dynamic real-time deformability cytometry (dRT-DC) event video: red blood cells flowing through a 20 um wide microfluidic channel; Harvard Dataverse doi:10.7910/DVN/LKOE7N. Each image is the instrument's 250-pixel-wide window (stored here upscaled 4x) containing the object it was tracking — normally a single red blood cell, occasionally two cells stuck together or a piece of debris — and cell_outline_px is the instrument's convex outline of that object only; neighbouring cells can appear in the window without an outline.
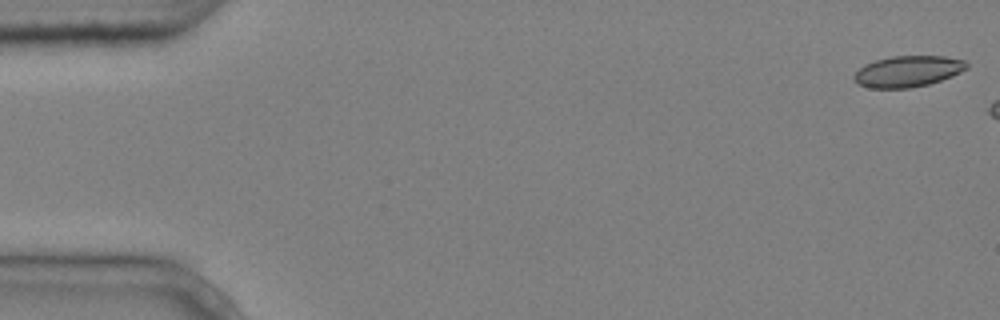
{"species": "common noctule bat (a hibernating species)", "species_latin": "Nyctalus noctula", "temperature_condition": "cold", "stored_images_in_passage": 3, "camera_frame_rate_fps": 3000, "um_per_image_px": 0.085, "animal": {"sex": "male", "body_mass_g": 20.4}, "frame": {"image": 1, "passage_image": 1, "time_ms": 0.0, "image_size_px": [1000, 320], "cell_outline_px": [[968, 68], [952, 76], [928, 84], [908, 88], [868, 88], [856, 84], [852, 80], [852, 76], [864, 64], [876, 60], [892, 56], [944, 56], [964, 60], [968, 64]], "centroid_in_image_um": [77.12, 6.07], "position_along_channel_um": 7.9, "area_um2": 20.52}}